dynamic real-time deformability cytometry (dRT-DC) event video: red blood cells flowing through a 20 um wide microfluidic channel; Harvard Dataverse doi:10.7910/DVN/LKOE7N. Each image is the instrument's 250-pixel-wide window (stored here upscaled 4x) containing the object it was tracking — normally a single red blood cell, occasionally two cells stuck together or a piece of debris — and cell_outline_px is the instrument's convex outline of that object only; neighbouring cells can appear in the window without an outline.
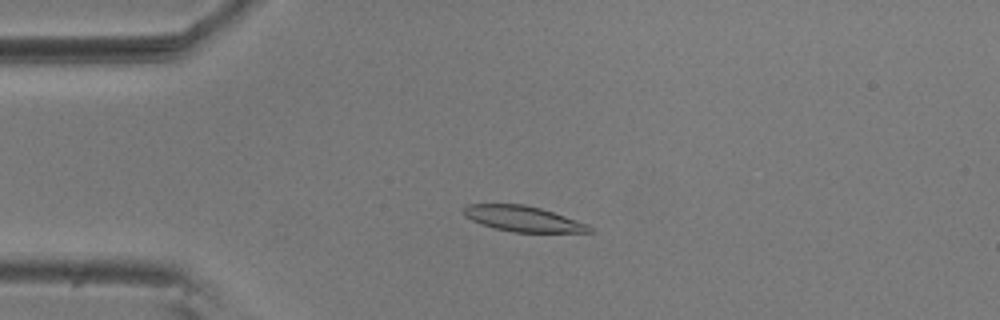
{"species": "common noctule bat (a hibernating species)", "species_latin": "Nyctalus noctula", "temperature_condition": "room temperature", "stored_images_in_passage": 15, "camera_frame_rate_fps": 3000, "um_per_image_px": 0.085, "animal": {"sex": "male", "body_mass_g": 20.5, "forearm_length_mm": 52.5}, "frame": {"image": 1, "passage_image": 12, "time_ms": 3.667, "image_size_px": [1000, 320], "cell_outline_px": [[596, 232], [512, 232], [492, 228], [480, 224], [464, 216], [460, 212], [468, 204], [524, 204], [540, 208], [588, 224]], "centroid_in_image_um": [44.41, 18.6], "position_along_channel_um": 40.6, "area_um2": 18.79}}